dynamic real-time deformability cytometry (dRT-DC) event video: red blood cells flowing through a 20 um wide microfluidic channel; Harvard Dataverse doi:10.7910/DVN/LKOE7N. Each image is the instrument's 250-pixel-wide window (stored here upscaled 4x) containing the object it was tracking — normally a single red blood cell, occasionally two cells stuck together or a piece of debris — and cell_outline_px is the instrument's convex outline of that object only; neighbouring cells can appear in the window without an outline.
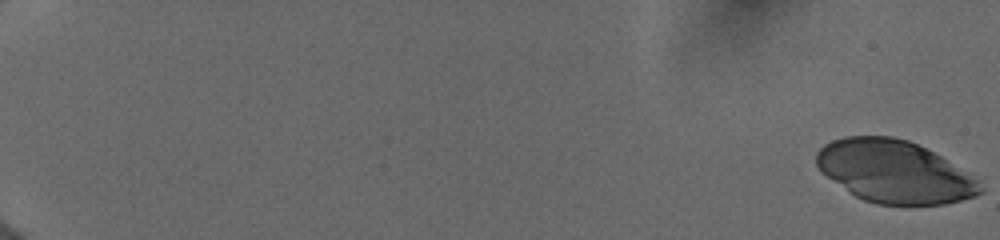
{"species": "human", "species_latin": "Homo sapiens", "temperature_condition": "cold", "stored_images_in_passage": 38, "camera_frame_rate_fps": 3000, "um_per_image_px": 0.085, "donor": {"sex": "female"}, "frame": {"image": 1, "passage_image": 1, "time_ms": 0.0, "image_size_px": [1000, 240], "cell_outline_px": [[984, 192], [976, 196], [944, 204], [876, 204], [864, 200], [856, 196], [820, 172], [816, 164], [816, 152], [824, 144], [832, 140], [844, 136], [892, 136], [908, 140], [940, 156], [968, 172], [984, 188]], "centroid_in_image_um": [76.0, 14.58], "position_along_channel_um": 9.0, "area_um2": 59.3}}